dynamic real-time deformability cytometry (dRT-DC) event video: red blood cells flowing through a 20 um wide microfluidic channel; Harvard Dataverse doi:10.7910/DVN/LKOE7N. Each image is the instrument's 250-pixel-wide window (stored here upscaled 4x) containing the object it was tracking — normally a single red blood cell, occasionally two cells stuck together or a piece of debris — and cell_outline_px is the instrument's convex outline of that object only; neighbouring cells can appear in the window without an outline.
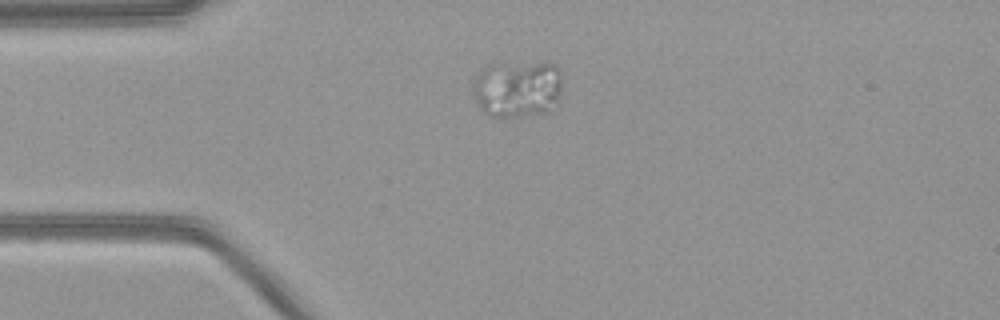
{"species": "common noctule bat (a hibernating species)", "species_latin": "Nyctalus noctula", "temperature_condition": "warm", "stored_images_in_passage": 42, "camera_frame_rate_fps": 3000, "um_per_image_px": 0.085, "animal": {"sex": "female", "body_mass_g": 21.9}, "frame": {"image": 1, "passage_image": 1, "time_ms": 0.0, "image_size_px": [1000, 320], "cell_outline_px": [[560, 92], [556, 100], [548, 112], [520, 116], [492, 116], [484, 112], [480, 108], [472, 92], [472, 80], [480, 68], [488, 64], [556, 64], [560, 68]], "centroid_in_image_um": [43.91, 7.54], "position_along_channel_um": 41.1, "area_um2": 29.54}}
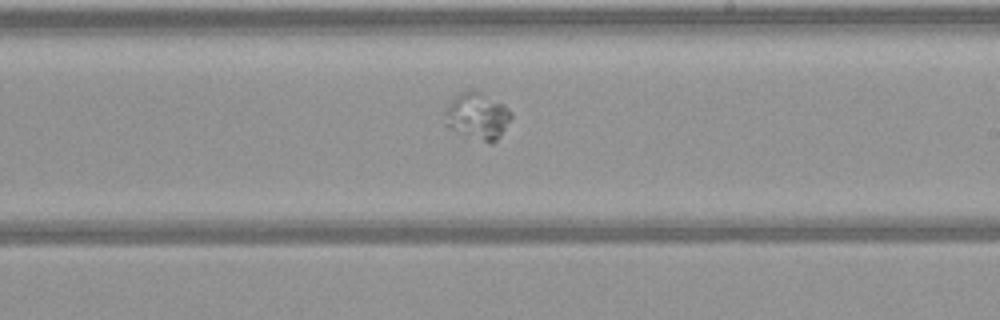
{"frame": {"image": 2, "passage_image": 19, "time_ms": 6.0, "image_size_px": [1000, 320], "cell_outline_px": [[512, 116], [500, 136], [492, 144], [448, 128], [444, 124], [444, 108], [460, 92], [480, 92], [504, 104], [512, 112]], "centroid_in_image_um": [40.56, 9.87], "position_along_channel_um": 248.4, "area_um2": 17.8}}
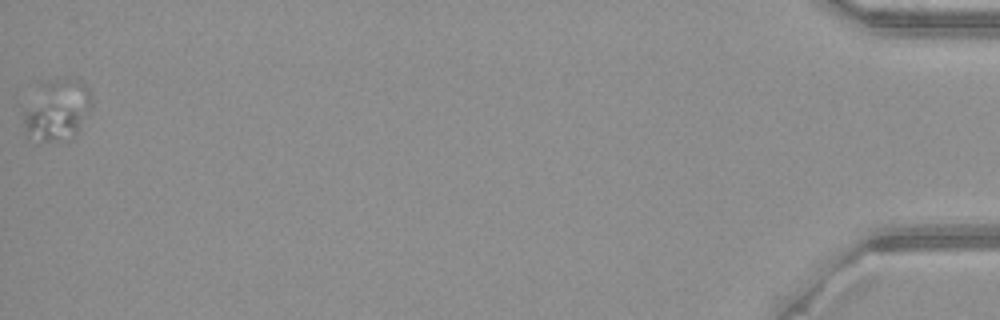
{"frame": {"image": 3, "passage_image": 42, "time_ms": 13.667, "image_size_px": [1000, 320], "cell_outline_px": [[92, 104], [76, 132], [56, 140], [40, 140], [28, 136], [24, 132], [20, 104], [40, 80], [80, 80], [88, 88], [92, 96]], "centroid_in_image_um": [4.69, 9.25], "position_along_channel_um": 430.5, "area_um2": 24.8}}